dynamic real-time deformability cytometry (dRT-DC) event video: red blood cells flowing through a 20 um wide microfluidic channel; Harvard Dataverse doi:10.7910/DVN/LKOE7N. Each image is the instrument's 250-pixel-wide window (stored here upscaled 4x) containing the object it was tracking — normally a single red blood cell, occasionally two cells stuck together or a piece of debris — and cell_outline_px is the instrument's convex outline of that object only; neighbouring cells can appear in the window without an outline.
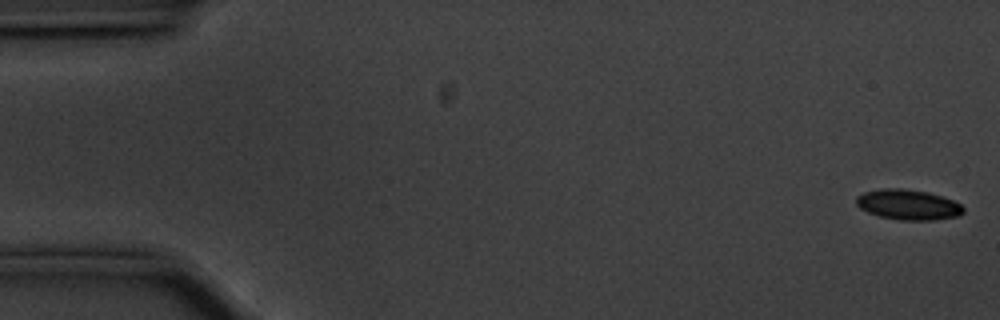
{"species": "common noctule bat (a hibernating species)", "species_latin": "Nyctalus noctula", "temperature_condition": "cold", "stored_images_in_passage": 11, "camera_frame_rate_fps": 3000, "um_per_image_px": 0.085, "animal": {"sex": "male", "body_mass_g": 20.1, "forearm_length_mm": 53.5}, "frame": {"image": 1, "passage_image": 1, "time_ms": 0.0, "image_size_px": [1000, 320], "cell_outline_px": [[964, 212], [956, 216], [932, 220], [900, 220], [880, 216], [868, 212], [860, 208], [856, 204], [856, 196], [864, 192], [880, 188], [900, 188], [928, 192], [952, 200], [960, 204], [964, 208]], "centroid_in_image_um": [77.16, 17.39], "position_along_channel_um": 7.8, "area_um2": 18.79}}